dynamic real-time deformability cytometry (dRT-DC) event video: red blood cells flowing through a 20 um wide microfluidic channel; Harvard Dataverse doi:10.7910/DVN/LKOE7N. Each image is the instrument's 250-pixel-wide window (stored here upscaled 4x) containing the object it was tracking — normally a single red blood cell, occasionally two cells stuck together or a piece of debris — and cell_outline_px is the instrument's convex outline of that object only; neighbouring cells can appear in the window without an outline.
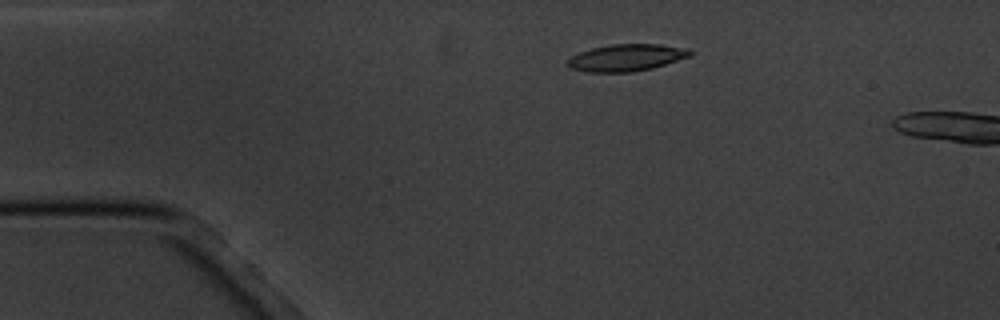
{"species": "common noctule bat (a hibernating species)", "species_latin": "Nyctalus noctula", "temperature_condition": "cold", "stored_images_in_passage": 5, "camera_frame_rate_fps": 3000, "um_per_image_px": 0.085, "animal": {"sex": "male", "body_mass_g": 20.1, "forearm_length_mm": 53.5}, "frame": {"image": 1, "passage_image": 3, "time_ms": 2.333, "image_size_px": [1000, 320], "cell_outline_px": [[692, 56], [652, 68], [632, 72], [588, 72], [572, 68], [568, 64], [568, 60], [572, 56], [580, 52], [592, 48], [612, 44], [660, 44], [688, 48], [692, 52]], "centroid_in_image_um": [53.3, 4.89], "position_along_channel_um": 31.7, "area_um2": 19.13}}